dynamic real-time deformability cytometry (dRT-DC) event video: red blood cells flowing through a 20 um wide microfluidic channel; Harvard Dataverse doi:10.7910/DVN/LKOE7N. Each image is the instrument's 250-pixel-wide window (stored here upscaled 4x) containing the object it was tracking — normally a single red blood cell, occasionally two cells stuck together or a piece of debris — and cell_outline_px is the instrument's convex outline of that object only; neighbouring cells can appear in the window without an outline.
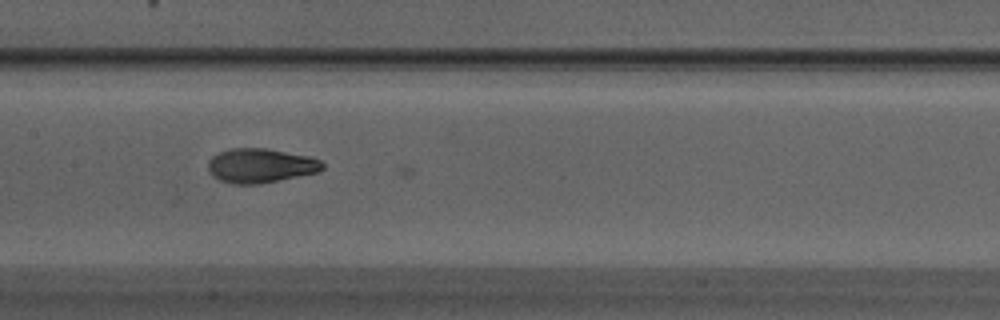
{"species": "Egyptian fruit bat (a non-hibernating species)", "species_latin": "Rousettus aegyptiacus", "temperature_condition": "warm", "stored_images_in_passage": 30, "camera_frame_rate_fps": 3000, "um_per_image_px": 0.085, "animal": {"sex": "male"}, "frame": {"image": 1, "passage_image": 23, "time_ms": 7.333, "image_size_px": [1000, 320], "cell_outline_px": [[324, 168], [316, 172], [260, 184], [232, 184], [220, 180], [212, 176], [208, 168], [208, 160], [212, 156], [220, 152], [232, 148], [268, 148], [308, 156], [320, 160], [324, 164]], "centroid_in_image_um": [22.12, 14.07], "position_along_channel_um": 185.3, "area_um2": 22.83}}